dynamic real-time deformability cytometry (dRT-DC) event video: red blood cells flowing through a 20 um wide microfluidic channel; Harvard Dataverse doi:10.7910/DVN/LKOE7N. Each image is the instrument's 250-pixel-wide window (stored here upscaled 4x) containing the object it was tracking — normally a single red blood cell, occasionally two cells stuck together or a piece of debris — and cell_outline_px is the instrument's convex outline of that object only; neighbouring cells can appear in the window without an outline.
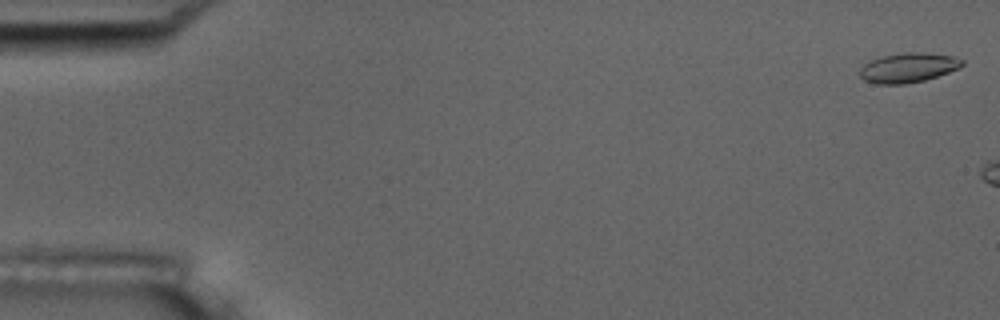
{"species": "common noctule bat (a hibernating species)", "species_latin": "Nyctalus noctula", "temperature_condition": "room temperature", "stored_images_in_passage": 7, "camera_frame_rate_fps": 3000, "um_per_image_px": 0.085, "animal": {"sex": "male", "body_mass_g": 17.5, "forearm_length_mm": 52.3}, "frame": {"image": 1, "passage_image": 1, "time_ms": 0.0, "image_size_px": [1000, 320], "cell_outline_px": [[964, 64], [960, 68], [924, 80], [904, 84], [880, 84], [864, 80], [860, 76], [860, 68], [864, 64], [872, 60], [884, 56], [904, 52], [924, 52], [952, 56], [964, 60]], "centroid_in_image_um": [77.21, 5.75], "position_along_channel_um": 7.8, "area_um2": 17.51}}